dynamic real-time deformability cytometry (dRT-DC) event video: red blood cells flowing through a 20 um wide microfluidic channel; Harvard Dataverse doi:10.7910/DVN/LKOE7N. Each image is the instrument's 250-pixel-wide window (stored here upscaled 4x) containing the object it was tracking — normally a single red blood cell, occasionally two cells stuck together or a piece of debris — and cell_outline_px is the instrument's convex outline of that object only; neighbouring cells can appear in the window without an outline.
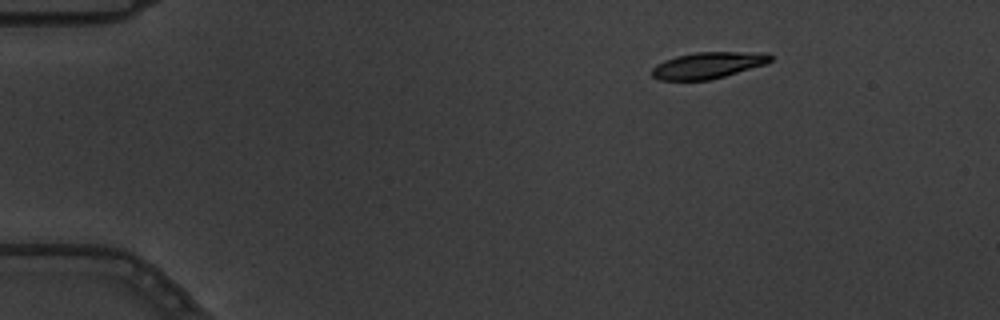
{"species": "common noctule bat (a hibernating species)", "species_latin": "Nyctalus noctula", "temperature_condition": "warm", "stored_images_in_passage": 9, "camera_frame_rate_fps": 3000, "um_per_image_px": 0.085, "animal": {"sex": "male", "body_mass_g": 19.5, "forearm_length_mm": 54.6}, "frame": {"image": 1, "passage_image": 1, "time_ms": 0.0, "image_size_px": [1000, 320], "cell_outline_px": [[772, 60], [764, 64], [724, 76], [708, 80], [660, 80], [652, 76], [652, 68], [656, 64], [664, 60], [676, 56], [696, 52], [768, 52], [772, 56]], "centroid_in_image_um": [60.16, 5.54], "position_along_channel_um": 24.8, "area_um2": 18.15}}
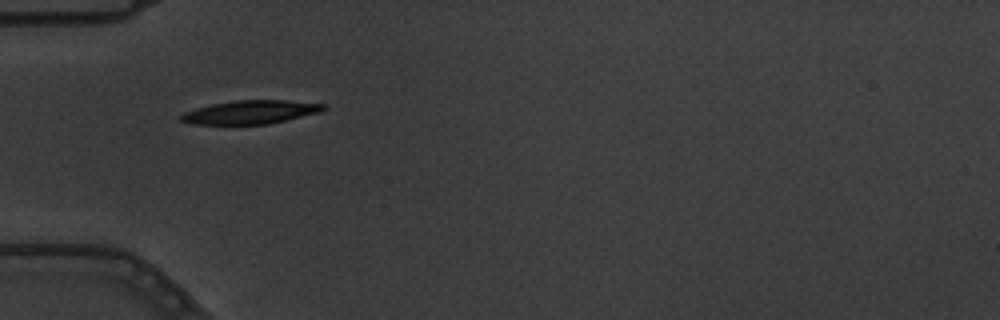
{"frame": {"image": 2, "passage_image": 4, "time_ms": 1.0, "image_size_px": [1000, 320], "cell_outline_px": [[328, 108], [320, 112], [268, 124], [192, 124], [180, 120], [180, 116], [184, 112], [196, 108], [212, 104], [236, 100], [288, 100], [324, 104]], "centroid_in_image_um": [21.31, 9.52], "position_along_channel_um": 63.7, "area_um2": 19.42}}